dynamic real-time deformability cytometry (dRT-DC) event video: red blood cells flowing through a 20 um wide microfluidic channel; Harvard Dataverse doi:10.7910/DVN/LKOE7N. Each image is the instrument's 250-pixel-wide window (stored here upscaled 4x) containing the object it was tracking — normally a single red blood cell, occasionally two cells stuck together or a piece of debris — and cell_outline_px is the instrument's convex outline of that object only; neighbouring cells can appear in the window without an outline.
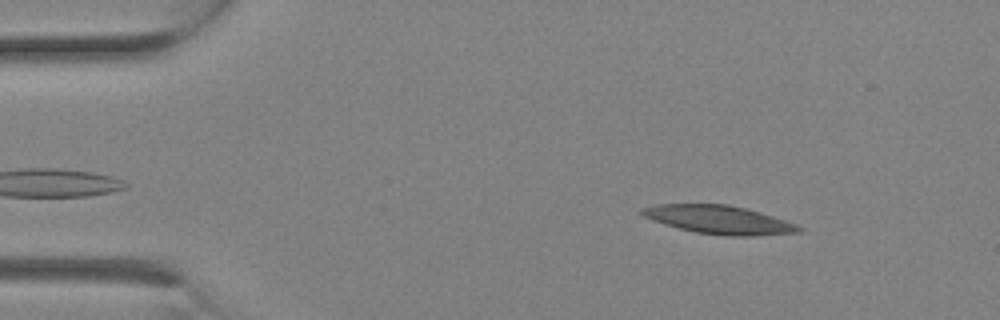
{"species": "Egyptian fruit bat (a non-hibernating species)", "species_latin": "Rousettus aegyptiacus", "temperature_condition": "room temperature", "stored_images_in_passage": 3, "camera_frame_rate_fps": 3000, "um_per_image_px": 0.085, "animal": {"sex": "female"}, "frame": {"image": 1, "passage_image": 2, "time_ms": 0.333, "image_size_px": [1000, 320], "cell_outline_px": [[804, 228], [800, 232], [752, 236], [732, 236], [696, 232], [664, 224], [652, 220], [636, 212], [640, 208], [656, 204], [728, 204], [760, 212], [796, 224]], "centroid_in_image_um": [61.07, 18.67], "position_along_channel_um": 23.9, "area_um2": 25.84}}
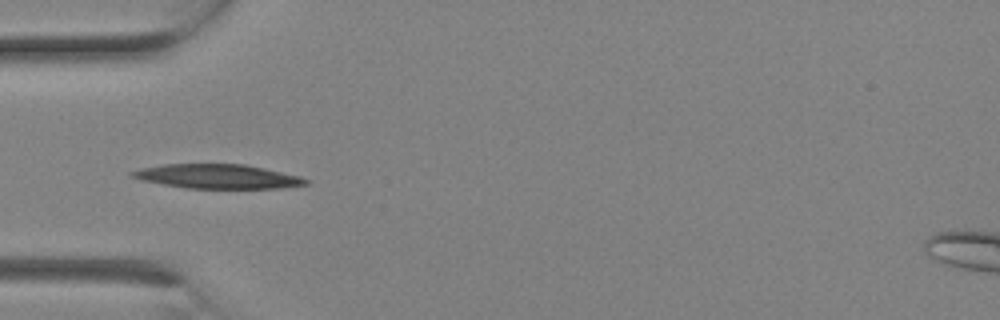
{"frame": {"image": 2, "passage_image": 3, "time_ms": 0.667, "image_size_px": [1000, 320], "cell_outline_px": [[308, 184], [280, 188], [188, 188], [140, 180], [128, 176], [128, 172], [140, 168], [160, 164], [244, 164], [264, 168], [300, 176], [308, 180]], "centroid_in_image_um": [18.43, 14.99], "position_along_channel_um": 66.6, "area_um2": 24.57}}